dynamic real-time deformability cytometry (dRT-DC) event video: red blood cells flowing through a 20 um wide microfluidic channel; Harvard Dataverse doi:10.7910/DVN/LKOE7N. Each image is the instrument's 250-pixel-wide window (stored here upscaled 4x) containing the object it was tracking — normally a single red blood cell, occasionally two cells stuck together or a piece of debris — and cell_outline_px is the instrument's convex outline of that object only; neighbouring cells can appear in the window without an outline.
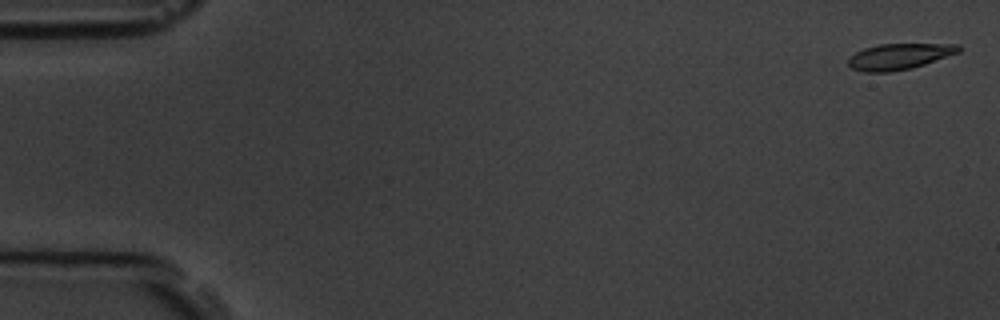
{"species": "common noctule bat (a hibernating species)", "species_latin": "Nyctalus noctula", "temperature_condition": "room temperature", "stored_images_in_passage": 5, "camera_frame_rate_fps": 3000, "um_per_image_px": 0.085, "animal": {"sex": "male", "body_mass_g": 19.5, "forearm_length_mm": 54.6}, "frame": {"image": 1, "passage_image": 1, "time_ms": 0.0, "image_size_px": [1000, 320], "cell_outline_px": [[964, 48], [960, 52], [912, 68], [888, 72], [864, 72], [852, 68], [848, 64], [848, 56], [864, 48], [880, 44], [960, 44]], "centroid_in_image_um": [76.45, 4.79], "position_along_channel_um": 8.6, "area_um2": 16.76}}
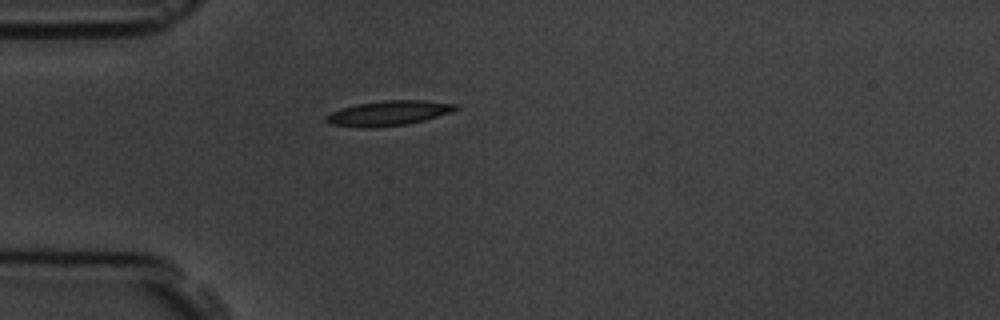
{"frame": {"image": 2, "passage_image": 5, "time_ms": 4.667, "image_size_px": [1000, 320], "cell_outline_px": [[460, 108], [452, 112], [424, 120], [408, 124], [364, 128], [360, 128], [332, 124], [324, 120], [324, 116], [340, 108], [356, 104], [384, 100], [424, 100], [460, 104]], "centroid_in_image_um": [33.05, 9.61], "position_along_channel_um": 51.9, "area_um2": 18.96}}